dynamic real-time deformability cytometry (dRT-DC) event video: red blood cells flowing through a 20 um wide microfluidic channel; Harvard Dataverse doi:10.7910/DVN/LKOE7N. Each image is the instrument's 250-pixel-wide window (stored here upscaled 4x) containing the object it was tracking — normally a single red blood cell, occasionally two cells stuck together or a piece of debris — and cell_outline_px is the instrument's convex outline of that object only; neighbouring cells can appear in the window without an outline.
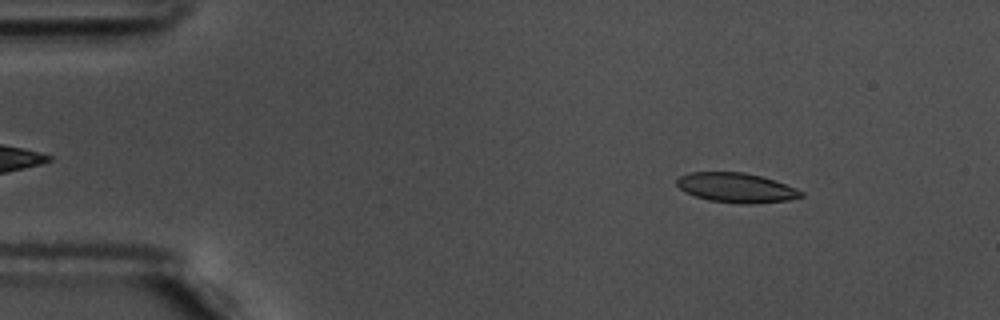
{"species": "common noctule bat (a hibernating species)", "species_latin": "Nyctalus noctula", "temperature_condition": "warm", "stored_images_in_passage": 56, "camera_frame_rate_fps": 3000, "um_per_image_px": 0.085, "animal": {"sex": "male", "body_mass_g": 17.5, "forearm_length_mm": 52.3}, "frame": {"image": 1, "passage_image": 7, "time_ms": 2.0, "image_size_px": [1000, 320], "cell_outline_px": [[804, 196], [788, 200], [752, 204], [740, 204], [708, 200], [684, 192], [676, 184], [676, 180], [680, 176], [692, 172], [744, 172], [776, 180], [796, 188], [804, 192]], "centroid_in_image_um": [62.6, 15.96], "position_along_channel_um": 22.4, "area_um2": 21.56}}
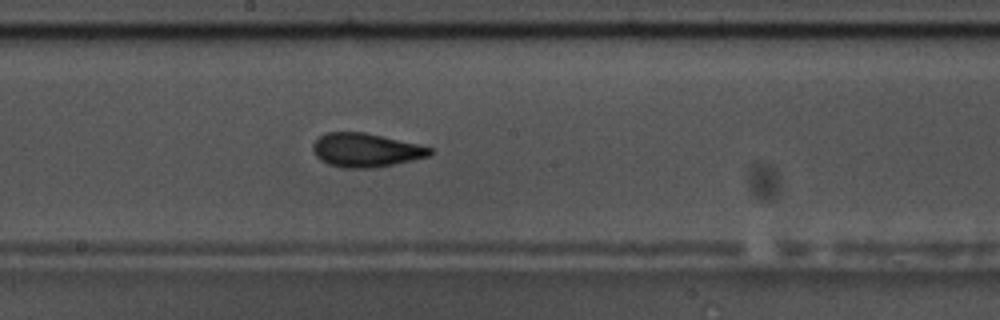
{"frame": {"image": 2, "passage_image": 30, "time_ms": 9.667, "image_size_px": [1000, 320], "cell_outline_px": [[436, 152], [428, 156], [412, 160], [376, 168], [344, 168], [328, 164], [320, 160], [316, 156], [312, 148], [312, 144], [320, 136], [328, 132], [364, 132], [420, 144], [436, 148]], "centroid_in_image_um": [31.14, 12.76], "position_along_channel_um": 217.1, "area_um2": 23.29}}
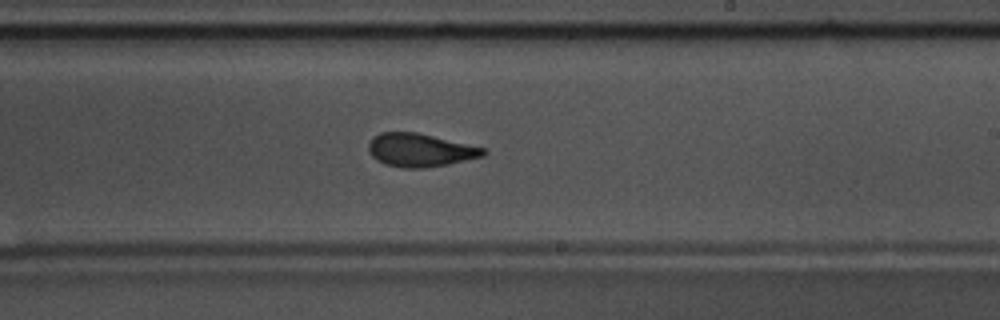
{"frame": {"image": 3, "passage_image": 33, "time_ms": 10.667, "image_size_px": [1000, 320], "cell_outline_px": [[488, 152], [484, 156], [448, 164], [424, 168], [404, 168], [384, 164], [376, 160], [368, 152], [368, 144], [372, 136], [380, 132], [416, 132], [484, 148]], "centroid_in_image_um": [35.66, 12.76], "position_along_channel_um": 253.3, "area_um2": 22.25}, "authors_computed_cell_mechanics": {"area_um2": 22.1952, "velocity_mm_per_s": 3.6226, "shape_relaxation_time_tau1_ms": 4.6909, "shape_relaxation_time_tau2_ms": 1.7808, "deformation_change_tau1": 0.1535, "deformation_change_tau2": 0.0701}}